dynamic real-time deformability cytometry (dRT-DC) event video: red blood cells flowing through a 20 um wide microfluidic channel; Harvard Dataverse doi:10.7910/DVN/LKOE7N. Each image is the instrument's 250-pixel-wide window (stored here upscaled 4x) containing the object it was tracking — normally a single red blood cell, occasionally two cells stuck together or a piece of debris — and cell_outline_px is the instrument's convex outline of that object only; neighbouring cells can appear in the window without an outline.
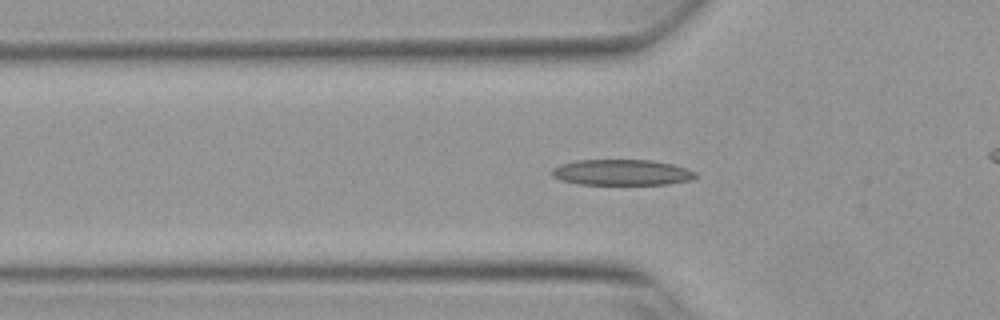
{"species": "Egyptian fruit bat (a non-hibernating species)", "species_latin": "Rousettus aegyptiacus", "temperature_condition": "warm", "stored_images_in_passage": 34, "camera_frame_rate_fps": 3000, "um_per_image_px": 0.085, "animal": {"sex": "female"}, "frame": {"image": 1, "passage_image": 9, "time_ms": 2.667, "image_size_px": [1000, 320], "cell_outline_px": [[696, 176], [692, 180], [668, 184], [576, 184], [560, 180], [552, 176], [552, 168], [560, 164], [580, 160], [652, 160], [672, 164], [696, 172]], "centroid_in_image_um": [52.83, 14.66], "position_along_channel_um": 73.0, "area_um2": 21.56}}
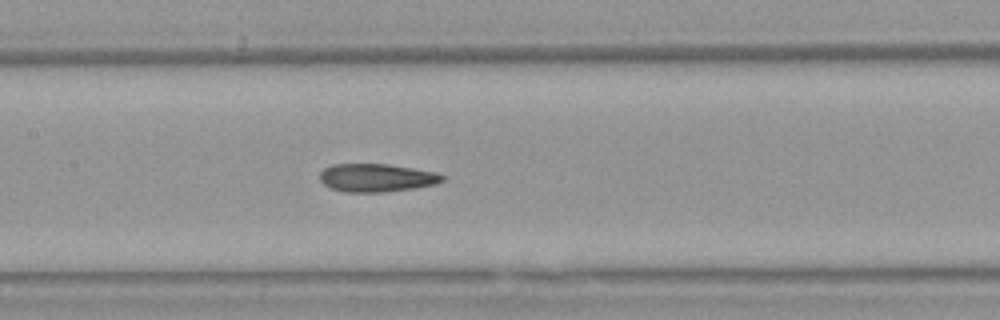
{"frame": {"image": 2, "passage_image": 17, "time_ms": 5.333, "image_size_px": [1000, 320], "cell_outline_px": [[444, 180], [436, 184], [416, 188], [384, 192], [344, 192], [332, 188], [324, 184], [320, 180], [320, 172], [324, 168], [332, 164], [388, 164], [436, 172], [444, 176]], "centroid_in_image_um": [32.01, 15.11], "position_along_channel_um": 175.4, "area_um2": 20.11}}
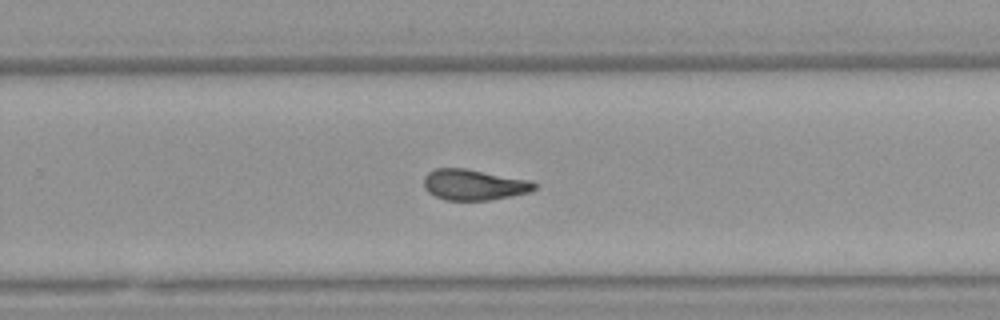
{"frame": {"image": 3, "passage_image": 26, "time_ms": 8.333, "image_size_px": [1000, 320], "cell_outline_px": [[540, 184], [532, 192], [488, 200], [444, 200], [428, 192], [424, 188], [424, 176], [428, 172], [436, 168], [464, 168], [528, 180]], "centroid_in_image_um": [40.28, 15.7], "position_along_channel_um": 289.5, "area_um2": 19.83}, "authors_computed_cell_mechanics": {"area_um2": 20.3456, "velocity_mm_per_s": 3.8196, "shape_relaxation_time_tau1_ms": 6.3766, "shape_relaxation_time_tau2_ms": 2.5382, "deformation_change_tau1": 0.1996, "deformation_change_tau2": 0.1089}}